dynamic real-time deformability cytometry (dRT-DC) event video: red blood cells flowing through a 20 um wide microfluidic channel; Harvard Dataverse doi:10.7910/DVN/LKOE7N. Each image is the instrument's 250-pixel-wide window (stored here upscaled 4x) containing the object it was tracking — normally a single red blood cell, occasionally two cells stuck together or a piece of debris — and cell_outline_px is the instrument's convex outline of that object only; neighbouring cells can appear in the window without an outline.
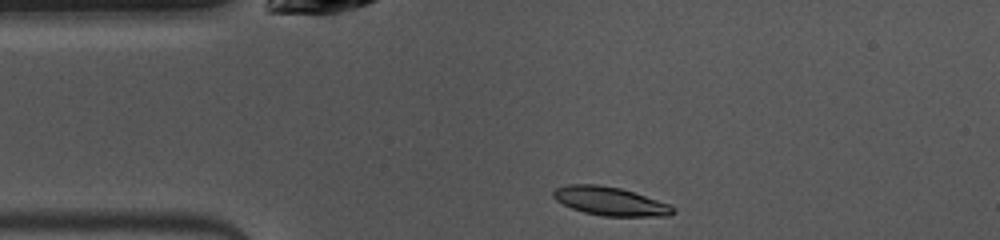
{"species": "common noctule bat (a hibernating species)", "species_latin": "Nyctalus noctula", "temperature_condition": "warm", "stored_images_in_passage": 41, "camera_frame_rate_fps": 3000, "um_per_image_px": 0.085, "animal": {"sex": "female", "body_mass_g": 10.0, "forearm_length_mm": 53.1}, "frame": {"image": 1, "passage_image": 1, "time_ms": 0.0, "image_size_px": [1000, 240], "cell_outline_px": [[676, 212], [668, 216], [604, 216], [584, 212], [572, 208], [556, 200], [552, 196], [552, 192], [556, 188], [568, 184], [600, 184], [620, 188], [668, 204], [676, 208]], "centroid_in_image_um": [51.85, 17.1], "position_along_channel_um": 33.2, "area_um2": 19.77}}
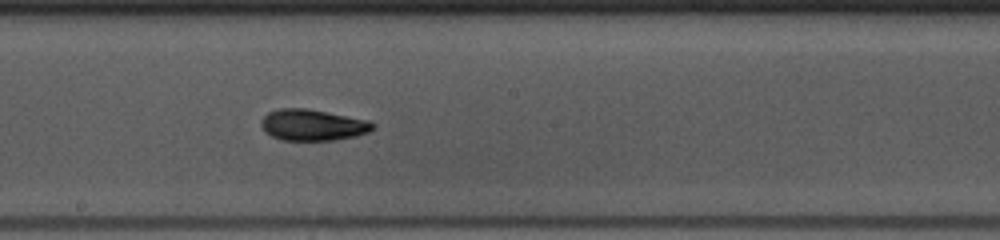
{"frame": {"image": 2, "passage_image": 17, "time_ms": 5.333, "image_size_px": [1000, 240], "cell_outline_px": [[376, 124], [368, 132], [356, 136], [336, 140], [280, 140], [264, 132], [260, 124], [260, 120], [268, 112], [280, 108], [304, 108], [368, 120]], "centroid_in_image_um": [26.53, 10.63], "position_along_channel_um": 221.7, "area_um2": 20.29}}
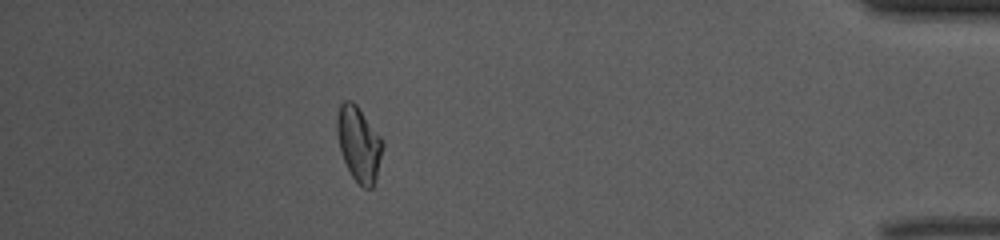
{"frame": {"image": 3, "passage_image": 35, "time_ms": 11.333, "image_size_px": [1000, 240], "cell_outline_px": [[384, 144], [376, 176], [372, 188], [364, 188], [352, 176], [344, 160], [340, 148], [336, 132], [336, 116], [340, 104], [344, 100], [352, 100], [356, 104], [380, 136]], "centroid_in_image_um": [30.48, 12.19], "position_along_channel_um": 404.7, "area_um2": 19.65}, "authors_computed_cell_mechanics": {"area_um2": 19.9988, "velocity_mm_per_s": 3.971, "shape_relaxation_time_tau1_ms": 3.1065, "shape_relaxation_time_tau2_ms": 3.0056, "deformation_change_tau1": 0.1456, "deformation_change_tau2": 0.0842}}